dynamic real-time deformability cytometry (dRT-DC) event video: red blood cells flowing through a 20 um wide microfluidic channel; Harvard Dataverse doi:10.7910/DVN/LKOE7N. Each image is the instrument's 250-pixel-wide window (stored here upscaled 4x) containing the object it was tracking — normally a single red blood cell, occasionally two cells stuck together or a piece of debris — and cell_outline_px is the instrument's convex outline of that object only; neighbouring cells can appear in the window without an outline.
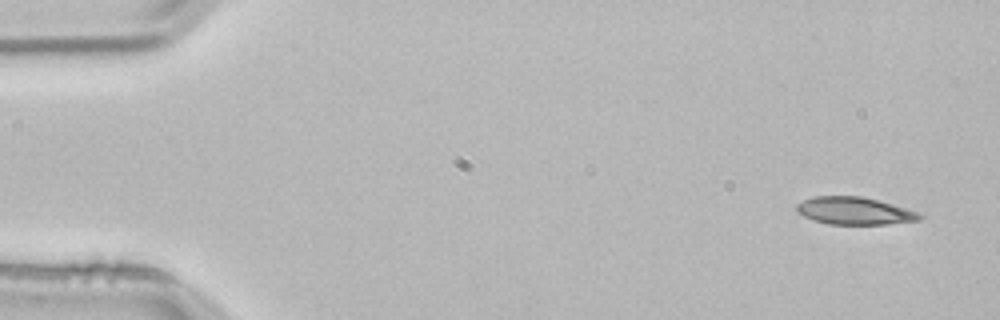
{"species": "common noctule bat (a hibernating species)", "species_latin": "Nyctalus noctula", "temperature_condition": "room temperature", "stored_images_in_passage": 3, "camera_frame_rate_fps": 3000, "um_per_image_px": 0.085, "animal": {"sex": "male", "body_mass_g": 21.5, "forearm_length_mm": 52.0}, "frame": {"image": 1, "passage_image": 1, "time_ms": 0.0, "image_size_px": [1000, 320], "cell_outline_px": [[924, 216], [920, 220], [888, 224], [828, 224], [804, 216], [796, 212], [796, 204], [812, 196], [864, 196], [892, 204], [916, 212]], "centroid_in_image_um": [72.61, 17.92], "position_along_channel_um": 12.4, "area_um2": 19.59}}
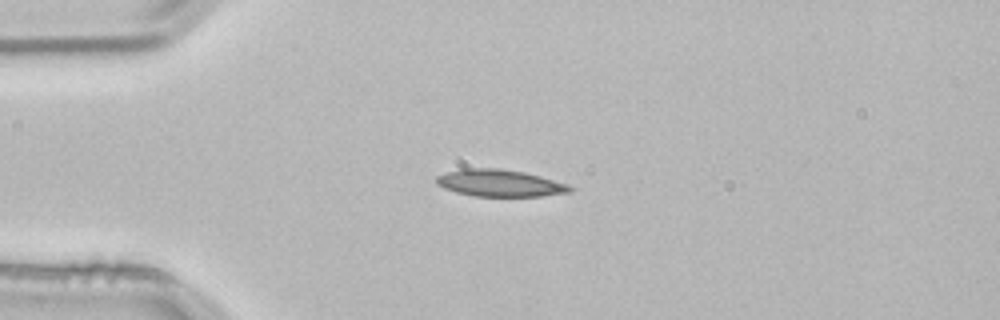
{"frame": {"image": 2, "passage_image": 3, "time_ms": 0.667, "image_size_px": [1000, 320], "cell_outline_px": [[576, 188], [572, 192], [540, 196], [472, 196], [456, 192], [444, 188], [436, 184], [436, 176], [448, 172], [464, 168], [500, 168], [524, 172], [540, 176], [568, 184]], "centroid_in_image_um": [42.51, 15.56], "position_along_channel_um": 42.5, "area_um2": 21.1}}